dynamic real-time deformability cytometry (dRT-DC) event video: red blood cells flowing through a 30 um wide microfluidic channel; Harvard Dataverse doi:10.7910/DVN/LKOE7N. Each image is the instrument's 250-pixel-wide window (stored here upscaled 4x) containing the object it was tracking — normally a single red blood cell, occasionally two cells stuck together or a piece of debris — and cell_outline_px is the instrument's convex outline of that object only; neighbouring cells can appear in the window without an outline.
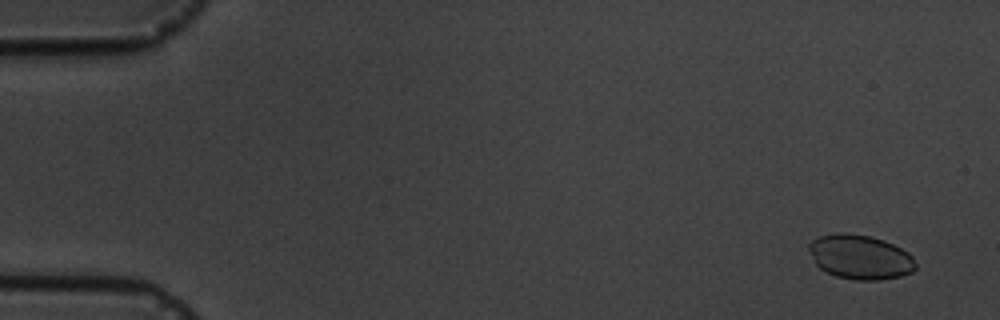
{"species": "common noctule bat (a hibernating species)", "species_latin": "Nyctalus noctula", "temperature_condition": "cold", "stored_images_in_passage": 15, "camera_frame_rate_fps": 3000, "um_per_image_px": 0.085, "animal": {"sex": "male", "body_mass_g": 19.5, "forearm_length_mm": 54.6}, "frame": {"image": 1, "passage_image": 1, "time_ms": 0.0, "image_size_px": [1000, 320], "cell_outline_px": [[916, 268], [912, 272], [900, 276], [880, 280], [856, 280], [836, 276], [820, 268], [816, 264], [808, 248], [808, 244], [812, 240], [820, 236], [840, 232], [844, 232], [872, 236], [884, 240], [908, 252], [912, 256], [916, 264]], "centroid_in_image_um": [73.12, 21.84], "position_along_channel_um": 11.9, "area_um2": 27.63}}
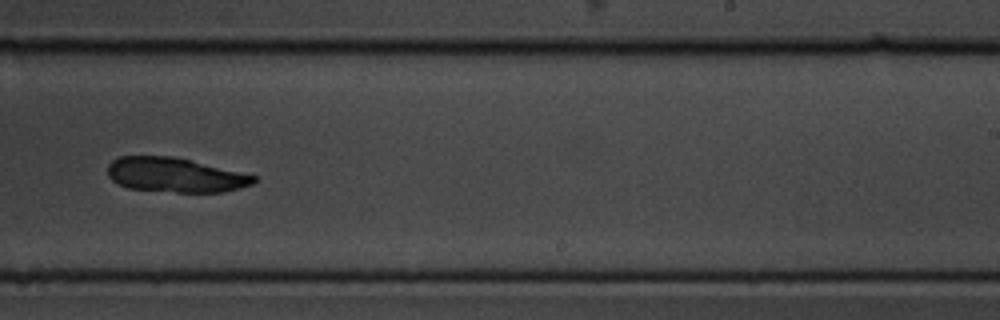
{"frame": {"image": 2, "passage_image": 10, "time_ms": 11.0, "image_size_px": [1000, 320], "cell_outline_px": [[256, 180], [252, 184], [240, 188], [224, 192], [176, 192], [128, 188], [112, 180], [108, 176], [108, 164], [112, 160], [120, 156], [172, 156], [192, 160], [256, 176]], "centroid_in_image_um": [14.87, 14.87], "position_along_channel_um": 274.1, "area_um2": 29.3}}
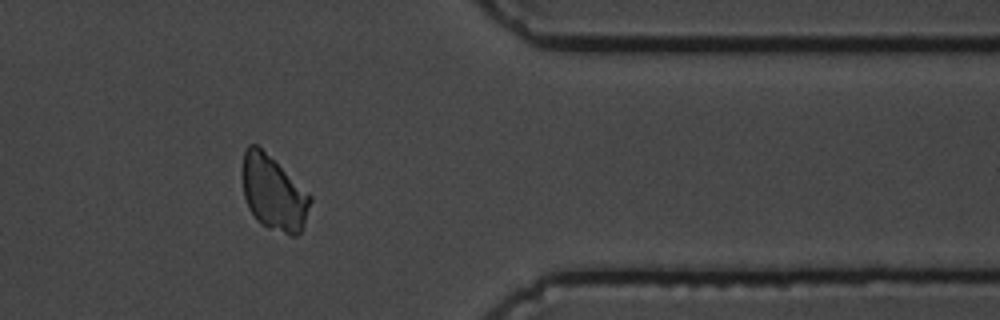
{"frame": {"image": 3, "passage_image": 13, "time_ms": 14.667, "image_size_px": [1000, 320], "cell_outline_px": [[312, 200], [304, 224], [300, 232], [296, 236], [292, 236], [268, 228], [260, 224], [256, 220], [248, 208], [244, 196], [244, 148], [248, 144], [256, 144], [308, 192], [312, 196]], "centroid_in_image_um": [23.26, 16.45], "position_along_channel_um": 388.1, "area_um2": 29.07}}